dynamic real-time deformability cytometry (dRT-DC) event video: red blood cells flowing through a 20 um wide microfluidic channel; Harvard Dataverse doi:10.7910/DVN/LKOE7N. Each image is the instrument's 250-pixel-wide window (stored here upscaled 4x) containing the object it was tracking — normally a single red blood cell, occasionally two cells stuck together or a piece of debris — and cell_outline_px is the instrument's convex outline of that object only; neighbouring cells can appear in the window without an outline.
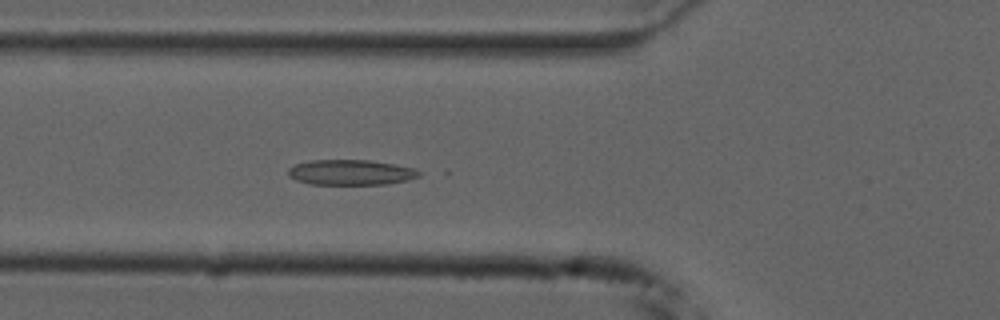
{"species": "common noctule bat (a hibernating species)", "species_latin": "Nyctalus noctula", "temperature_condition": "cold", "stored_images_in_passage": 54, "camera_frame_rate_fps": 3000, "um_per_image_px": 0.085, "animal": {"sex": "male", "forearm_length_mm": 52.5}, "frame": {"image": 1, "passage_image": 18, "time_ms": 5.667, "image_size_px": [1000, 320], "cell_outline_px": [[420, 176], [408, 180], [388, 184], [308, 184], [296, 180], [288, 176], [288, 168], [296, 164], [308, 160], [372, 160], [396, 164], [412, 168], [420, 172]], "centroid_in_image_um": [29.8, 14.65], "position_along_channel_um": 96.0, "area_um2": 19.42}}
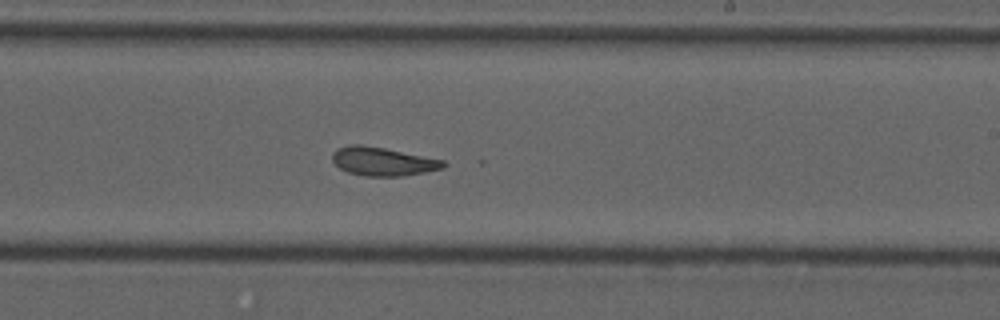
{"frame": {"image": 2, "passage_image": 31, "time_ms": 10.0, "image_size_px": [1000, 320], "cell_outline_px": [[448, 164], [444, 168], [404, 176], [364, 176], [348, 172], [340, 168], [332, 160], [332, 152], [336, 148], [352, 144], [360, 144], [384, 148], [444, 160]], "centroid_in_image_um": [32.53, 13.72], "position_along_channel_um": 256.5, "area_um2": 18.5}}
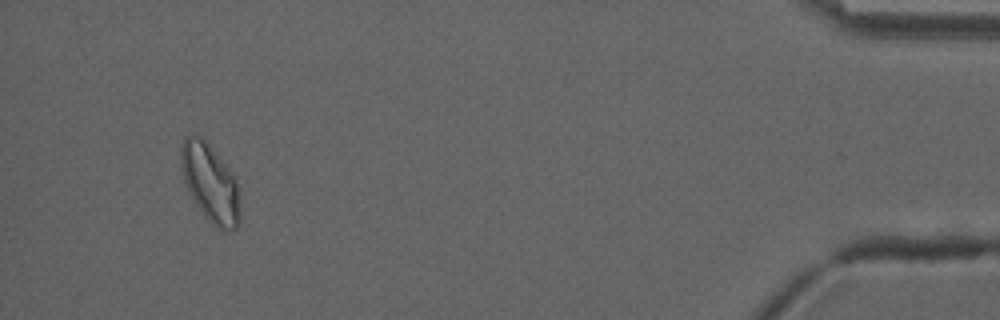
{"frame": {"image": 3, "passage_image": 50, "time_ms": 16.333, "image_size_px": [1000, 320], "cell_outline_px": [[240, 224], [232, 232], [224, 232], [216, 228], [204, 216], [188, 192], [184, 180], [180, 164], [180, 148], [184, 140], [188, 136], [204, 136], [208, 140], [232, 172], [240, 188]], "centroid_in_image_um": [17.91, 15.58], "position_along_channel_um": 417.3, "area_um2": 27.74}, "authors_computed_cell_mechanics": {"area_um2": 20.4901, "velocity_mm_per_s": 3.7065, "shape_relaxation_time_tau1_ms": null, "shape_relaxation_time_tau2_ms": 2.7211, "deformation_change_tau1": null, "deformation_change_tau2": 0.0863}}